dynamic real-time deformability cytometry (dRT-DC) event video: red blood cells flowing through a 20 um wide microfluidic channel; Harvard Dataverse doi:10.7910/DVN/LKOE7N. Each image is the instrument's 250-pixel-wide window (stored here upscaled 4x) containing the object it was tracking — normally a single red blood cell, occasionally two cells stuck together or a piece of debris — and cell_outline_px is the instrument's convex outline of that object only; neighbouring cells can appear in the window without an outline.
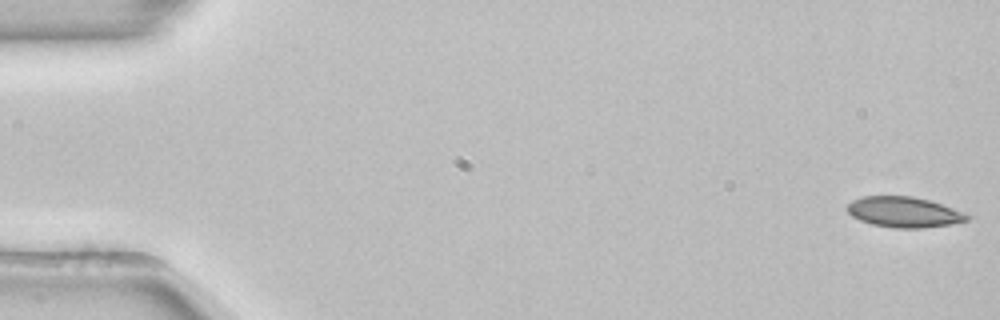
{"species": "common noctule bat (a hibernating species)", "species_latin": "Nyctalus noctula", "temperature_condition": "room temperature", "stored_images_in_passage": 53, "camera_frame_rate_fps": 3000, "um_per_image_px": 0.085, "animal": {"sex": "female", "body_mass_g": 22.7, "forearm_length_mm": 54.2}, "frame": {"image": 1, "passage_image": 1, "time_ms": 0.0, "image_size_px": [1000, 320], "cell_outline_px": [[972, 216], [968, 220], [952, 224], [920, 228], [892, 228], [872, 224], [860, 220], [852, 216], [848, 212], [848, 204], [852, 200], [864, 196], [912, 196], [928, 200], [952, 208]], "centroid_in_image_um": [76.83, 18.03], "position_along_channel_um": 8.2, "area_um2": 21.15}}
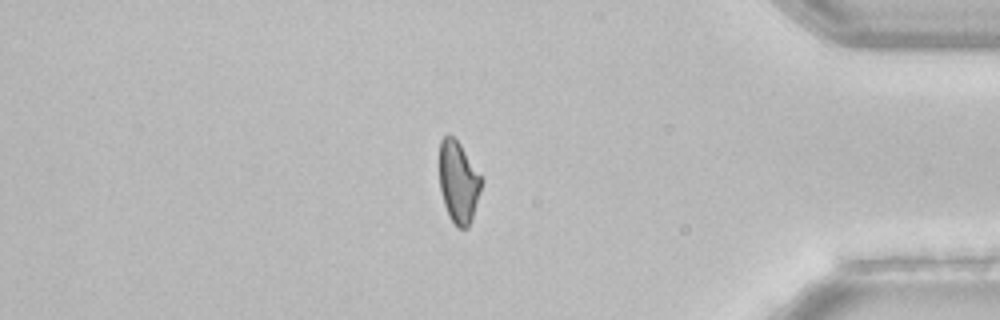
{"frame": {"image": 2, "passage_image": 45, "time_ms": 14.667, "image_size_px": [1000, 320], "cell_outline_px": [[484, 180], [472, 220], [468, 228], [460, 228], [448, 216], [444, 204], [440, 188], [440, 140], [444, 136], [452, 136], [460, 144]], "centroid_in_image_um": [38.99, 15.5], "position_along_channel_um": 396.2, "area_um2": 19.94}}
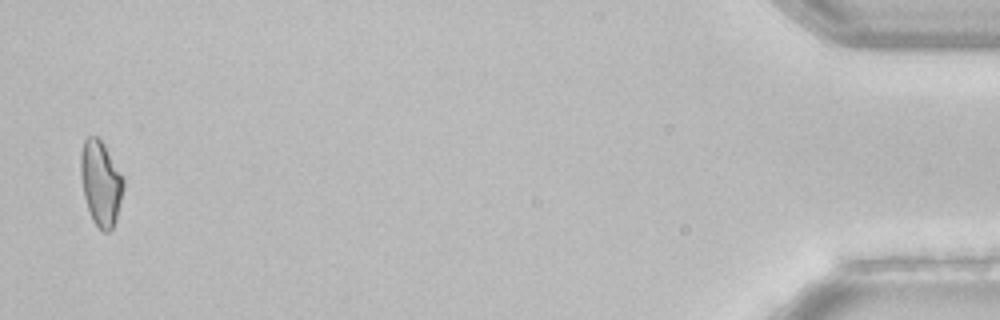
{"frame": {"image": 3, "passage_image": 52, "time_ms": 17.0, "image_size_px": [1000, 320], "cell_outline_px": [[124, 188], [116, 220], [112, 228], [108, 232], [104, 232], [92, 220], [84, 196], [80, 176], [80, 152], [84, 140], [88, 136], [96, 136], [104, 144], [124, 176]], "centroid_in_image_um": [8.57, 15.54], "position_along_channel_um": 426.6, "area_um2": 21.33}, "authors_computed_cell_mechanics": {"area_um2": 21.5594, "velocity_mm_per_s": 3.8841, "shape_relaxation_time_tau1_ms": 9.9563, "shape_relaxation_time_tau2_ms": 3.7701, "deformation_change_tau1": 0.1951, "deformation_change_tau2": 0.0873}}